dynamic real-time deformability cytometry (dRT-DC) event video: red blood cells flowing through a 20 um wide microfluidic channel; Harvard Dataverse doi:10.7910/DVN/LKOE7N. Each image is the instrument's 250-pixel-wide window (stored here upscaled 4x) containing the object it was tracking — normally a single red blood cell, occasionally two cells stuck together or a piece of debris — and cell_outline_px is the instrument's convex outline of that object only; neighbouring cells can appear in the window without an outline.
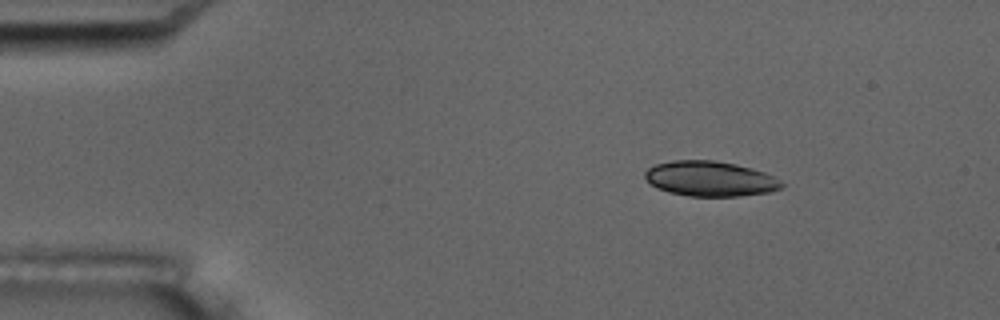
{"species": "common noctule bat (a hibernating species)", "species_latin": "Nyctalus noctula", "temperature_condition": "room temperature", "stored_images_in_passage": 5, "camera_frame_rate_fps": 3000, "um_per_image_px": 0.085, "animal": {"sex": "male", "body_mass_g": 17.5, "forearm_length_mm": 52.3}, "frame": {"image": 1, "passage_image": 3, "time_ms": 2.333, "image_size_px": [1000, 320], "cell_outline_px": [[784, 184], [780, 188], [772, 192], [740, 196], [692, 196], [668, 192], [656, 188], [644, 176], [644, 172], [648, 168], [656, 164], [672, 160], [712, 160], [736, 164], [752, 168], [764, 172], [780, 180]], "centroid_in_image_um": [60.36, 15.19], "position_along_channel_um": 24.6, "area_um2": 27.98}}